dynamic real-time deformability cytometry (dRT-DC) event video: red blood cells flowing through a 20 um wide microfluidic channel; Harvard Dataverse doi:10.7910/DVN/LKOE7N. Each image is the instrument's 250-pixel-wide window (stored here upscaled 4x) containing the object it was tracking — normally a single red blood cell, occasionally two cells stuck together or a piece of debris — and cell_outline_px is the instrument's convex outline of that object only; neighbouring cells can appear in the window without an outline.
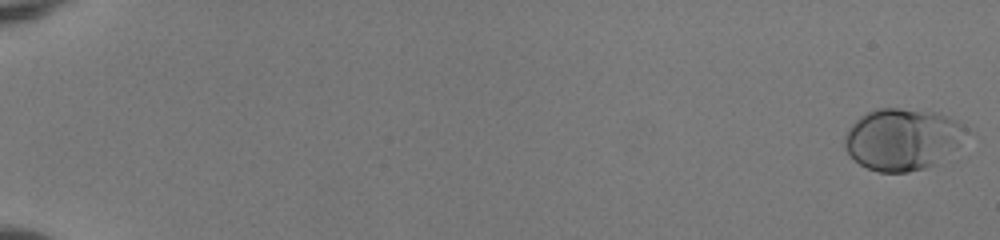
{"species": "human", "species_latin": "Homo sapiens", "temperature_condition": "room temperature", "stored_images_in_passage": 54, "camera_frame_rate_fps": 3000, "um_per_image_px": 0.085, "donor": {"sex": "female"}, "frame": {"image": 1, "passage_image": 1, "time_ms": 0.0, "image_size_px": [1000, 240], "cell_outline_px": [[968, 128], [936, 164], [924, 168], [908, 172], [880, 172], [868, 168], [860, 164], [844, 148], [844, 136], [848, 128], [860, 116], [876, 108], [900, 108], [936, 112], [948, 116], [964, 124]], "centroid_in_image_um": [76.62, 11.81], "position_along_channel_um": 8.4, "area_um2": 42.89}}
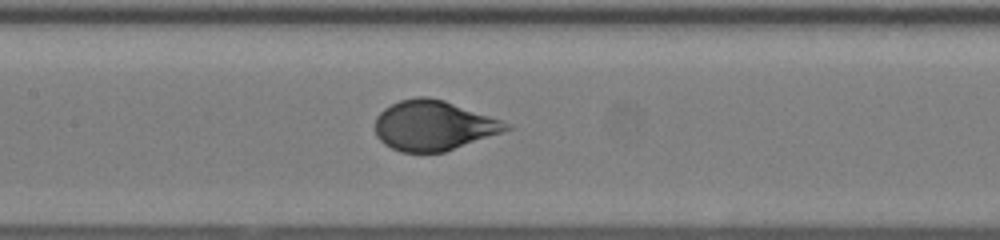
{"frame": {"image": 2, "passage_image": 29, "time_ms": 9.333, "image_size_px": [1000, 240], "cell_outline_px": [[516, 128], [444, 152], [400, 152], [384, 144], [376, 136], [376, 116], [384, 108], [400, 100], [416, 96], [428, 96], [444, 100], [512, 124]], "centroid_in_image_um": [36.87, 10.67], "position_along_channel_um": 170.5, "area_um2": 38.21}}
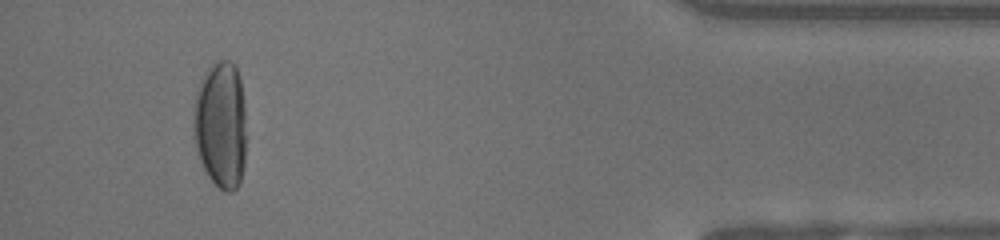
{"frame": {"image": 3, "passage_image": 51, "time_ms": 16.667, "image_size_px": [1000, 240], "cell_outline_px": [[244, 164], [240, 184], [232, 192], [224, 192], [208, 176], [200, 160], [196, 144], [192, 124], [192, 112], [196, 92], [200, 80], [204, 72], [216, 60], [228, 60], [236, 68], [240, 80], [244, 100]], "centroid_in_image_um": [18.74, 10.59], "position_along_channel_um": 416.5, "area_um2": 39.25}, "authors_computed_cell_mechanics": {"area_um2": 39.9687, "velocity_mm_per_s": 3.9841, "shape_relaxation_time_tau1_ms": 3.4878, "shape_relaxation_time_tau2_ms": null, "deformation_change_tau1": 0.1802, "deformation_change_tau2": null}}